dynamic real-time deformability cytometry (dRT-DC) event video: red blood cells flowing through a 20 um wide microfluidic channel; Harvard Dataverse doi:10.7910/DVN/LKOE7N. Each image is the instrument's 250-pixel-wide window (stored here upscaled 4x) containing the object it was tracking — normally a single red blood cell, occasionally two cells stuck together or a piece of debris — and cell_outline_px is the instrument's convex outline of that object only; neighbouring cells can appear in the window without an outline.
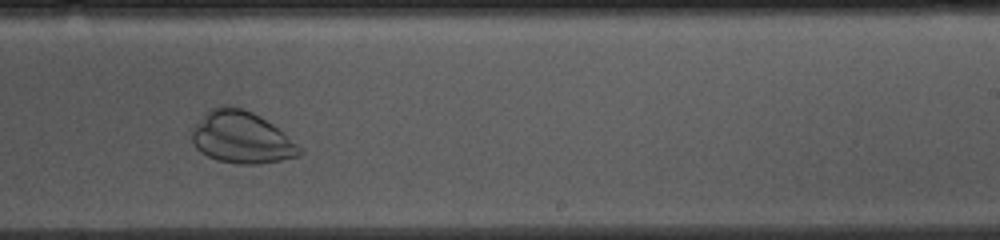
{"species": "common noctule bat (a hibernating species)", "species_latin": "Nyctalus noctula", "temperature_condition": "cold", "stored_images_in_passage": 36, "camera_frame_rate_fps": 3000, "um_per_image_px": 0.085, "animal": {"sex": "female", "body_mass_g": 10.0, "forearm_length_mm": 53.1}, "frame": {"image": 1, "passage_image": 26, "time_ms": 8.333, "image_size_px": [1000, 240], "cell_outline_px": [[304, 152], [300, 156], [260, 164], [240, 164], [216, 160], [200, 152], [192, 144], [192, 128], [212, 108], [224, 104], [232, 104], [244, 108], [260, 116], [272, 124], [288, 136]], "centroid_in_image_um": [20.52, 11.68], "position_along_channel_um": 268.5, "area_um2": 32.6}}
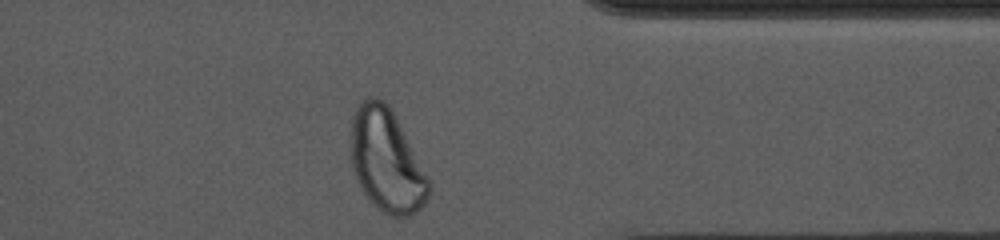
{"frame": {"image": 2, "passage_image": 36, "time_ms": 11.667, "image_size_px": [1000, 240], "cell_outline_px": [[432, 192], [428, 200], [416, 212], [408, 216], [392, 216], [384, 212], [364, 192], [356, 176], [352, 164], [352, 112], [368, 96], [372, 96], [384, 100], [388, 104], [432, 184]], "centroid_in_image_um": [32.89, 13.65], "position_along_channel_um": 378.5, "area_um2": 45.95}}